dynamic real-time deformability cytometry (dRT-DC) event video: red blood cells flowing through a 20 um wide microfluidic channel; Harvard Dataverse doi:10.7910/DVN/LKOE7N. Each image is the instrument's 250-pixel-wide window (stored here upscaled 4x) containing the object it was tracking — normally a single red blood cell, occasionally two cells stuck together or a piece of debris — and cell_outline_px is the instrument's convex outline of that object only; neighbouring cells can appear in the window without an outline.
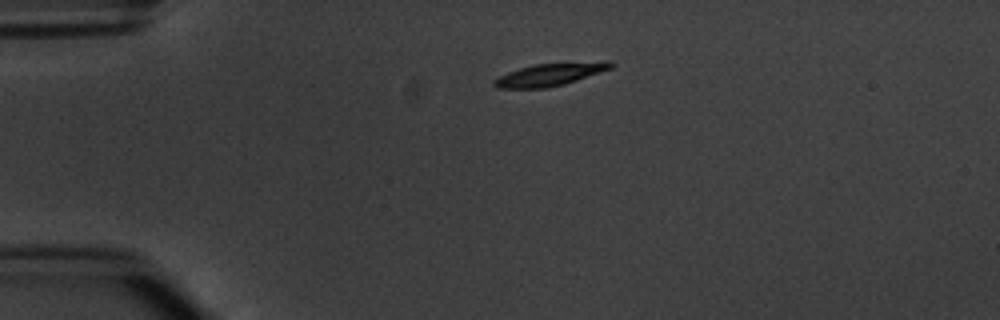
{"species": "common noctule bat (a hibernating species)", "species_latin": "Nyctalus noctula", "temperature_condition": "warm", "stored_images_in_passage": 4, "camera_frame_rate_fps": 3000, "um_per_image_px": 0.085, "animal": {"sex": "male", "body_mass_g": 20.1, "forearm_length_mm": 53.5}, "frame": {"image": 1, "passage_image": 4, "time_ms": 3.667, "image_size_px": [1000, 320], "cell_outline_px": [[616, 64], [612, 68], [564, 84], [548, 88], [496, 88], [492, 84], [492, 80], [508, 72], [532, 64], [608, 60], [612, 60]], "centroid_in_image_um": [46.79, 6.31], "position_along_channel_um": 38.2, "area_um2": 15.61}}